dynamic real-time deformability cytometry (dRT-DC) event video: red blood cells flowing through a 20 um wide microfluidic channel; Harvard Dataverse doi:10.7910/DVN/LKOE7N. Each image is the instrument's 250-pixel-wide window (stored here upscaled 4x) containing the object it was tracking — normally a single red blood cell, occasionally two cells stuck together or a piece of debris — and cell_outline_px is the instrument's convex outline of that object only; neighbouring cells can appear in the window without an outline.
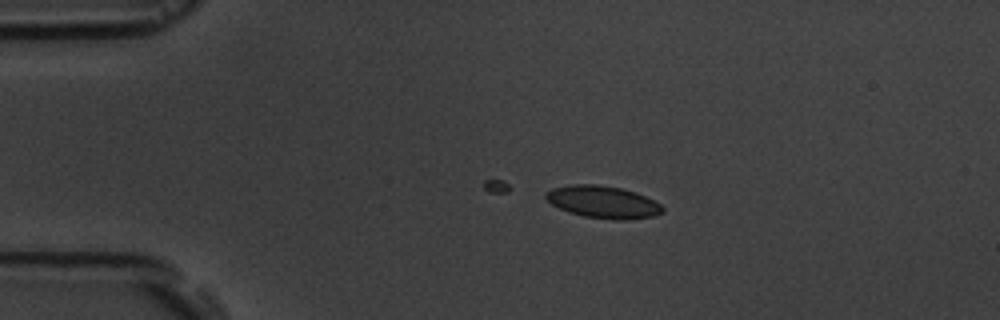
{"species": "common noctule bat (a hibernating species)", "species_latin": "Nyctalus noctula", "temperature_condition": "room temperature", "stored_images_in_passage": 4, "segment_of_instrument_passage": [1, 2], "camera_frame_rate_fps": 3000, "um_per_image_px": 0.085, "animal": {"sex": "male", "body_mass_g": 19.5, "forearm_length_mm": 54.6}, "frame": {"image": 1, "passage_image": 2, "time_ms": 1.0, "image_size_px": [1000, 320], "cell_outline_px": [[664, 212], [652, 216], [628, 220], [616, 220], [584, 216], [568, 212], [552, 204], [544, 196], [544, 192], [552, 188], [572, 184], [596, 184], [620, 188], [636, 192], [660, 204], [664, 208]], "centroid_in_image_um": [51.24, 17.17], "position_along_channel_um": 33.8, "area_um2": 21.91}}